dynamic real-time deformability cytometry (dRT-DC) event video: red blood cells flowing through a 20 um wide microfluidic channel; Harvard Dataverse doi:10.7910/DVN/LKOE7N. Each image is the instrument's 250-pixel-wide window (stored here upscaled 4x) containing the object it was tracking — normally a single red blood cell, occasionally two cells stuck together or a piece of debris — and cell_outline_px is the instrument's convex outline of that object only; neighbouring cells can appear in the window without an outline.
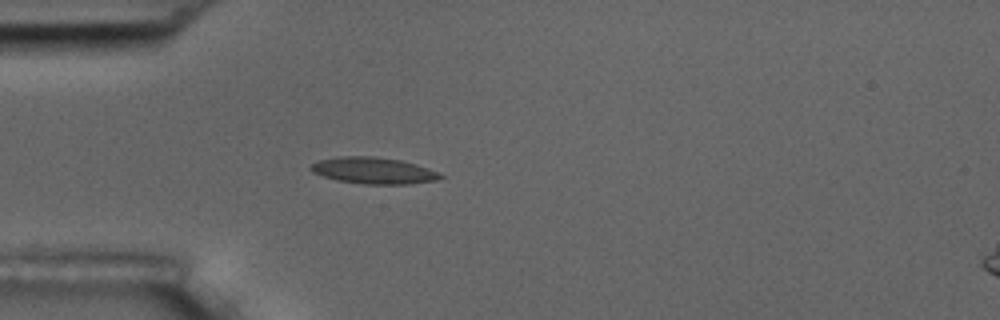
{"species": "common noctule bat (a hibernating species)", "species_latin": "Nyctalus noctula", "temperature_condition": "room temperature", "stored_images_in_passage": 41, "camera_frame_rate_fps": 3000, "um_per_image_px": 0.085, "animal": {"sex": "male", "body_mass_g": 17.5, "forearm_length_mm": 52.3}, "frame": {"image": 1, "passage_image": 1, "time_ms": 0.0, "image_size_px": [1000, 320], "cell_outline_px": [[444, 176], [436, 180], [408, 184], [364, 184], [336, 180], [312, 172], [308, 168], [312, 164], [320, 160], [340, 156], [372, 156], [400, 160], [416, 164], [428, 168]], "centroid_in_image_um": [31.72, 14.5], "position_along_channel_um": 53.3, "area_um2": 19.83}}
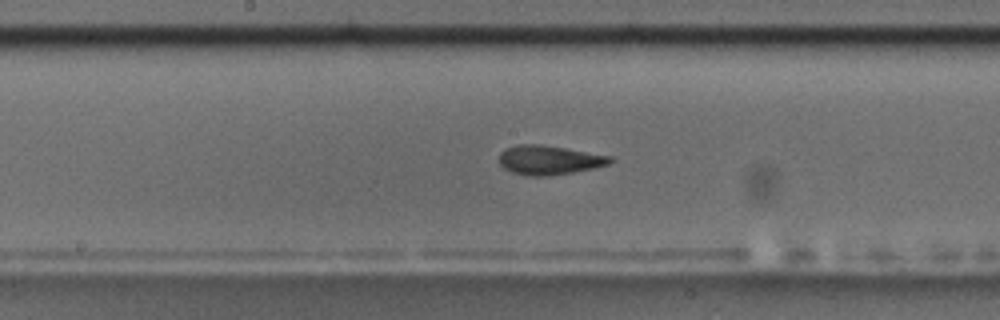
{"frame": {"image": 2, "passage_image": 14, "time_ms": 4.333, "image_size_px": [1000, 320], "cell_outline_px": [[612, 160], [608, 164], [592, 168], [572, 172], [548, 176], [524, 176], [512, 172], [504, 168], [500, 164], [500, 152], [504, 148], [516, 144], [540, 144], [612, 156]], "centroid_in_image_um": [46.62, 13.6], "position_along_channel_um": 201.6, "area_um2": 18.84}}
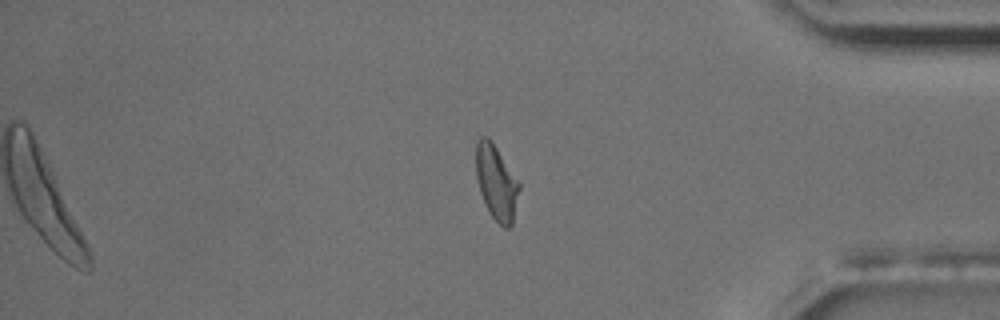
{"frame": {"image": 3, "passage_image": 32, "time_ms": 10.333, "image_size_px": [1000, 320], "cell_outline_px": [[520, 188], [512, 224], [508, 228], [504, 228], [488, 212], [484, 204], [480, 192], [476, 176], [476, 140], [480, 136], [488, 136], [492, 140], [520, 184]], "centroid_in_image_um": [42.17, 15.48], "position_along_channel_um": 393.0, "area_um2": 18.9}, "authors_computed_cell_mechanics": {"area_um2": 18.9006, "velocity_mm_per_s": 3.6099, "shape_relaxation_time_tau1_ms": 4.4081, "shape_relaxation_time_tau2_ms": 2.0654, "deformation_change_tau1": 0.1542, "deformation_change_tau2": 0.0899}}